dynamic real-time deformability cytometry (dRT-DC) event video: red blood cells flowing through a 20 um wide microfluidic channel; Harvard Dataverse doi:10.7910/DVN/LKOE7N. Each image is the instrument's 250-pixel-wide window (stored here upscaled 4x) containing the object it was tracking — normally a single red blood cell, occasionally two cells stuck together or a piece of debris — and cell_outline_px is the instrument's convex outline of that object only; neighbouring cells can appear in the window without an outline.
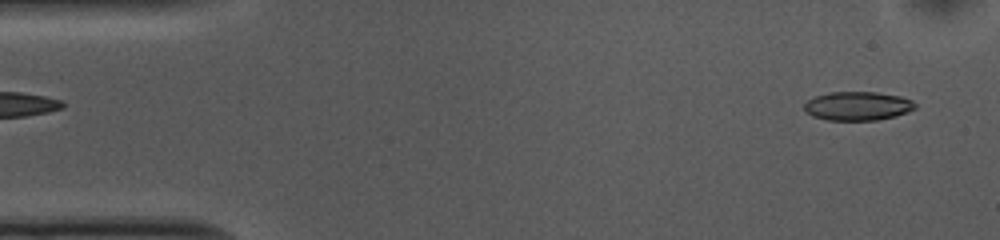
{"species": "common noctule bat (a hibernating species)", "species_latin": "Nyctalus noctula", "temperature_condition": "cold", "stored_images_in_passage": 51, "camera_frame_rate_fps": 3000, "um_per_image_px": 0.085, "animal": {"sex": "female", "body_mass_g": 10.0, "forearm_length_mm": 53.1}, "frame": {"image": 1, "passage_image": 2, "time_ms": 0.333, "image_size_px": [1000, 240], "cell_outline_px": [[916, 108], [908, 112], [896, 116], [876, 120], [828, 120], [812, 116], [804, 112], [804, 104], [808, 100], [816, 96], [828, 92], [876, 92], [900, 96], [912, 100], [916, 104]], "centroid_in_image_um": [72.9, 9.01], "position_along_channel_um": 12.1, "area_um2": 18.73}}
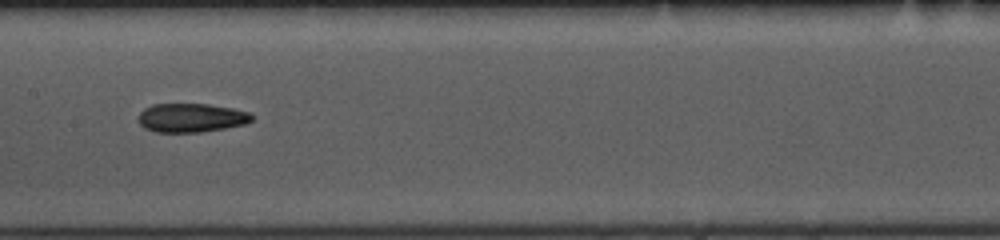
{"frame": {"image": 2, "passage_image": 24, "time_ms": 7.667, "image_size_px": [1000, 240], "cell_outline_px": [[252, 120], [244, 124], [224, 128], [200, 132], [156, 132], [144, 128], [140, 124], [140, 112], [144, 108], [152, 104], [208, 104], [232, 108], [252, 112]], "centroid_in_image_um": [16.26, 10.0], "position_along_channel_um": 191.1, "area_um2": 19.02}}
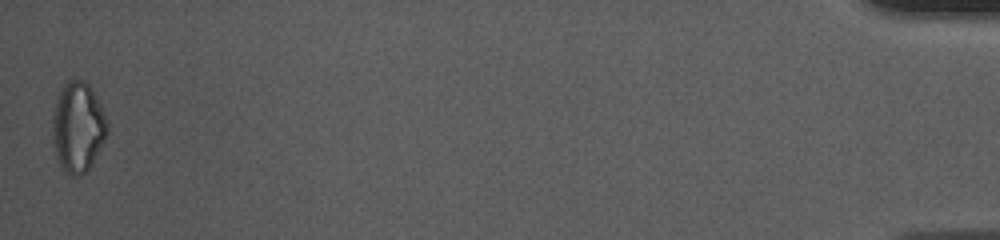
{"frame": {"image": 3, "passage_image": 51, "time_ms": 16.667, "image_size_px": [1000, 240], "cell_outline_px": [[108, 132], [92, 164], [80, 176], [72, 176], [60, 168], [56, 156], [52, 140], [52, 116], [56, 96], [60, 88], [68, 80], [84, 80], [92, 88], [100, 104], [108, 124]], "centroid_in_image_um": [6.59, 10.79], "position_along_channel_um": 428.6, "area_um2": 29.07}, "authors_computed_cell_mechanics": {"area_um2": 19.3052, "velocity_mm_per_s": 3.7411, "shape_relaxation_time_tau1_ms": 3.265, "shape_relaxation_time_tau2_ms": 5.1434, "deformation_change_tau1": 0.1171, "deformation_change_tau2": 0.1341}}